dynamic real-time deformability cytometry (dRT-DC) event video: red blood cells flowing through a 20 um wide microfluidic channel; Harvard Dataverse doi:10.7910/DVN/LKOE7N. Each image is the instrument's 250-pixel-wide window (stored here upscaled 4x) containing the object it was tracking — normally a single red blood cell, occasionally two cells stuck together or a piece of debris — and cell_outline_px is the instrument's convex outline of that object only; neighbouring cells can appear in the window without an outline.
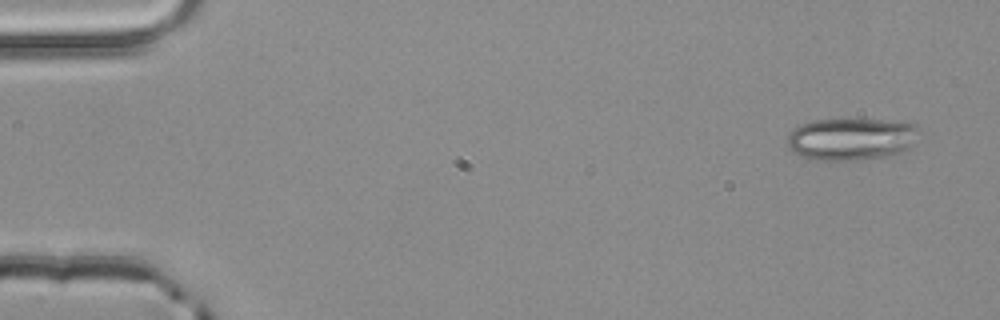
{"species": "common noctule bat (a hibernating species)", "species_latin": "Nyctalus noctula", "temperature_condition": "room temperature", "stored_images_in_passage": 5, "camera_frame_rate_fps": 3000, "um_per_image_px": 0.085, "animal": {"sex": "male", "body_mass_g": 20.4}, "frame": {"image": 1, "passage_image": 1, "time_ms": 0.0, "image_size_px": [1000, 320], "cell_outline_px": [[916, 128], [912, 144], [908, 148], [892, 156], [852, 160], [820, 160], [800, 156], [792, 152], [788, 144], [788, 136], [792, 128], [800, 124], [816, 120], [904, 120], [912, 124]], "centroid_in_image_um": [72.32, 11.82], "position_along_channel_um": 12.7, "area_um2": 32.19}}
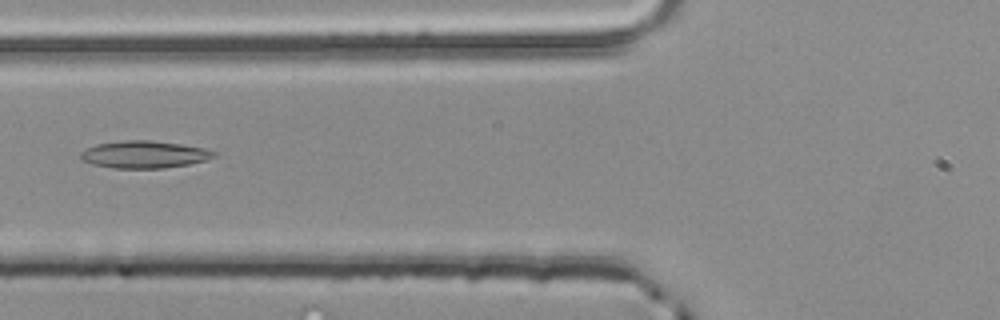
{"frame": {"image": 2, "passage_image": 5, "time_ms": 1.333, "image_size_px": [1000, 320], "cell_outline_px": [[216, 156], [204, 160], [188, 164], [164, 168], [112, 168], [92, 164], [84, 160], [80, 156], [80, 152], [96, 144], [120, 140], [148, 140], [180, 144], [204, 148], [216, 152]], "centroid_in_image_um": [12.24, 13.12], "position_along_channel_um": 113.6, "area_um2": 21.04}}